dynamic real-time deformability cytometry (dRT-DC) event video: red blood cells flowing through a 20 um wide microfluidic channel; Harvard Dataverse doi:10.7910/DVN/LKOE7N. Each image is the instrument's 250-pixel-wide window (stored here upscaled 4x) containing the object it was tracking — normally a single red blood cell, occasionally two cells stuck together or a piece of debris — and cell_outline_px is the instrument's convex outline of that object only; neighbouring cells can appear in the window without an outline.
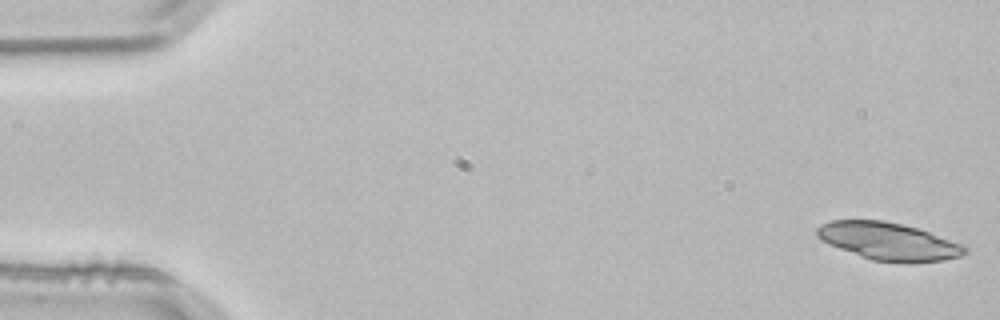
{"species": "common noctule bat (a hibernating species)", "species_latin": "Nyctalus noctula", "temperature_condition": "room temperature", "stored_images_in_passage": 3, "camera_frame_rate_fps": 3000, "um_per_image_px": 0.085, "animal": {"sex": "male", "body_mass_g": 21.5, "forearm_length_mm": 52.0}, "frame": {"image": 1, "passage_image": 1, "time_ms": 0.0, "image_size_px": [1000, 320], "cell_outline_px": [[968, 252], [960, 256], [944, 260], [908, 264], [904, 264], [872, 260], [860, 256], [828, 244], [820, 240], [816, 236], [816, 228], [820, 224], [832, 220], [884, 220], [916, 228], [964, 244], [968, 248]], "centroid_in_image_um": [75.53, 20.53], "position_along_channel_um": 9.5, "area_um2": 32.71}}